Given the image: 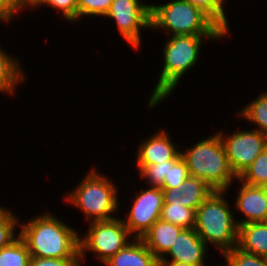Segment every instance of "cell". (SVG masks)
Returning a JSON list of instances; mask_svg holds the SVG:
<instances>
[{"mask_svg": "<svg viewBox=\"0 0 267 266\" xmlns=\"http://www.w3.org/2000/svg\"><path fill=\"white\" fill-rule=\"evenodd\" d=\"M20 237L31 257L80 259L79 233L53 213L37 215L20 223ZM77 231V232H76Z\"/></svg>", "mask_w": 267, "mask_h": 266, "instance_id": "6da1fadb", "label": "cell"}, {"mask_svg": "<svg viewBox=\"0 0 267 266\" xmlns=\"http://www.w3.org/2000/svg\"><path fill=\"white\" fill-rule=\"evenodd\" d=\"M225 36L227 35L169 36L162 49L164 64L159 80L147 100L149 109L158 107V104L168 98L176 86L178 87L183 75L197 64L204 39L219 40Z\"/></svg>", "mask_w": 267, "mask_h": 266, "instance_id": "7a4b0ae2", "label": "cell"}, {"mask_svg": "<svg viewBox=\"0 0 267 266\" xmlns=\"http://www.w3.org/2000/svg\"><path fill=\"white\" fill-rule=\"evenodd\" d=\"M189 175L202 179L215 191H229L238 179L230 167L219 133L201 139L193 147L181 151Z\"/></svg>", "mask_w": 267, "mask_h": 266, "instance_id": "3957f363", "label": "cell"}, {"mask_svg": "<svg viewBox=\"0 0 267 266\" xmlns=\"http://www.w3.org/2000/svg\"><path fill=\"white\" fill-rule=\"evenodd\" d=\"M227 191H214L196 210L194 229L207 246L214 245L221 254L238 244L239 226L230 203L223 197Z\"/></svg>", "mask_w": 267, "mask_h": 266, "instance_id": "277c9868", "label": "cell"}, {"mask_svg": "<svg viewBox=\"0 0 267 266\" xmlns=\"http://www.w3.org/2000/svg\"><path fill=\"white\" fill-rule=\"evenodd\" d=\"M150 29H162L171 36L227 35L205 12L185 0L151 4Z\"/></svg>", "mask_w": 267, "mask_h": 266, "instance_id": "5b68a950", "label": "cell"}, {"mask_svg": "<svg viewBox=\"0 0 267 266\" xmlns=\"http://www.w3.org/2000/svg\"><path fill=\"white\" fill-rule=\"evenodd\" d=\"M88 172L72 192H68L66 201L79 208L87 222L116 218L113 213L117 212L120 205L117 186L107 176L98 173L96 168Z\"/></svg>", "mask_w": 267, "mask_h": 266, "instance_id": "8992f818", "label": "cell"}, {"mask_svg": "<svg viewBox=\"0 0 267 266\" xmlns=\"http://www.w3.org/2000/svg\"><path fill=\"white\" fill-rule=\"evenodd\" d=\"M88 231L79 236L80 261H85L86 252L95 253V257L103 264L125 248L132 235L119 217L111 220L89 222ZM131 237V238H129ZM129 238V239H128Z\"/></svg>", "mask_w": 267, "mask_h": 266, "instance_id": "52a82bcc", "label": "cell"}, {"mask_svg": "<svg viewBox=\"0 0 267 266\" xmlns=\"http://www.w3.org/2000/svg\"><path fill=\"white\" fill-rule=\"evenodd\" d=\"M151 4L140 0H114L105 17L116 22L123 39L135 48H140L141 29H150Z\"/></svg>", "mask_w": 267, "mask_h": 266, "instance_id": "ba28073f", "label": "cell"}, {"mask_svg": "<svg viewBox=\"0 0 267 266\" xmlns=\"http://www.w3.org/2000/svg\"><path fill=\"white\" fill-rule=\"evenodd\" d=\"M233 172L239 177L267 147V135L252 129L226 135L218 132Z\"/></svg>", "mask_w": 267, "mask_h": 266, "instance_id": "9c48e42d", "label": "cell"}, {"mask_svg": "<svg viewBox=\"0 0 267 266\" xmlns=\"http://www.w3.org/2000/svg\"><path fill=\"white\" fill-rule=\"evenodd\" d=\"M133 199L132 207L123 222L133 238L141 239L160 219L164 203L163 191L161 187L150 186L137 193Z\"/></svg>", "mask_w": 267, "mask_h": 266, "instance_id": "30bf717a", "label": "cell"}, {"mask_svg": "<svg viewBox=\"0 0 267 266\" xmlns=\"http://www.w3.org/2000/svg\"><path fill=\"white\" fill-rule=\"evenodd\" d=\"M136 165L149 166L158 163H164L172 159H181V151L175 142H172L171 136L166 132V129L146 138L138 146Z\"/></svg>", "mask_w": 267, "mask_h": 266, "instance_id": "8fae6325", "label": "cell"}, {"mask_svg": "<svg viewBox=\"0 0 267 266\" xmlns=\"http://www.w3.org/2000/svg\"><path fill=\"white\" fill-rule=\"evenodd\" d=\"M207 248L208 246L199 237L194 228L183 229L169 252L165 255L166 257H163L160 261H175L205 266ZM167 257L170 258L168 259Z\"/></svg>", "mask_w": 267, "mask_h": 266, "instance_id": "7c38bea8", "label": "cell"}, {"mask_svg": "<svg viewBox=\"0 0 267 266\" xmlns=\"http://www.w3.org/2000/svg\"><path fill=\"white\" fill-rule=\"evenodd\" d=\"M241 186L236 197L234 207L246 218L236 220L238 226L253 222L267 221V199L261 186L248 185L239 179Z\"/></svg>", "mask_w": 267, "mask_h": 266, "instance_id": "4fadbf2b", "label": "cell"}, {"mask_svg": "<svg viewBox=\"0 0 267 266\" xmlns=\"http://www.w3.org/2000/svg\"><path fill=\"white\" fill-rule=\"evenodd\" d=\"M183 228L158 219L142 236L141 240L160 261L171 249Z\"/></svg>", "mask_w": 267, "mask_h": 266, "instance_id": "5bb4252c", "label": "cell"}, {"mask_svg": "<svg viewBox=\"0 0 267 266\" xmlns=\"http://www.w3.org/2000/svg\"><path fill=\"white\" fill-rule=\"evenodd\" d=\"M105 266H160L159 260L147 248L141 239L134 238L123 249L119 250Z\"/></svg>", "mask_w": 267, "mask_h": 266, "instance_id": "9a60e30c", "label": "cell"}, {"mask_svg": "<svg viewBox=\"0 0 267 266\" xmlns=\"http://www.w3.org/2000/svg\"><path fill=\"white\" fill-rule=\"evenodd\" d=\"M237 247L247 253L267 257V221L239 225Z\"/></svg>", "mask_w": 267, "mask_h": 266, "instance_id": "2e32d148", "label": "cell"}, {"mask_svg": "<svg viewBox=\"0 0 267 266\" xmlns=\"http://www.w3.org/2000/svg\"><path fill=\"white\" fill-rule=\"evenodd\" d=\"M25 77L19 59L2 50L0 45V93L15 95L17 85L23 83Z\"/></svg>", "mask_w": 267, "mask_h": 266, "instance_id": "e0dca14e", "label": "cell"}, {"mask_svg": "<svg viewBox=\"0 0 267 266\" xmlns=\"http://www.w3.org/2000/svg\"><path fill=\"white\" fill-rule=\"evenodd\" d=\"M184 207L197 210L215 191L202 179L189 176L181 185Z\"/></svg>", "mask_w": 267, "mask_h": 266, "instance_id": "ac0fdd59", "label": "cell"}, {"mask_svg": "<svg viewBox=\"0 0 267 266\" xmlns=\"http://www.w3.org/2000/svg\"><path fill=\"white\" fill-rule=\"evenodd\" d=\"M240 118L243 117L250 124H255V130L267 135V91L259 94L255 100L242 107L241 111L236 113Z\"/></svg>", "mask_w": 267, "mask_h": 266, "instance_id": "d6986e66", "label": "cell"}, {"mask_svg": "<svg viewBox=\"0 0 267 266\" xmlns=\"http://www.w3.org/2000/svg\"><path fill=\"white\" fill-rule=\"evenodd\" d=\"M160 219L183 229L194 228L196 210L184 207L183 204H163Z\"/></svg>", "mask_w": 267, "mask_h": 266, "instance_id": "ffe728a7", "label": "cell"}, {"mask_svg": "<svg viewBox=\"0 0 267 266\" xmlns=\"http://www.w3.org/2000/svg\"><path fill=\"white\" fill-rule=\"evenodd\" d=\"M30 259L28 247L20 236L0 249V266H29Z\"/></svg>", "mask_w": 267, "mask_h": 266, "instance_id": "44dd1931", "label": "cell"}, {"mask_svg": "<svg viewBox=\"0 0 267 266\" xmlns=\"http://www.w3.org/2000/svg\"><path fill=\"white\" fill-rule=\"evenodd\" d=\"M205 12L227 35L229 22L224 6L227 0H185Z\"/></svg>", "mask_w": 267, "mask_h": 266, "instance_id": "7402d4cb", "label": "cell"}, {"mask_svg": "<svg viewBox=\"0 0 267 266\" xmlns=\"http://www.w3.org/2000/svg\"><path fill=\"white\" fill-rule=\"evenodd\" d=\"M238 179L252 186H261L267 183V147L244 170Z\"/></svg>", "mask_w": 267, "mask_h": 266, "instance_id": "603a6c76", "label": "cell"}, {"mask_svg": "<svg viewBox=\"0 0 267 266\" xmlns=\"http://www.w3.org/2000/svg\"><path fill=\"white\" fill-rule=\"evenodd\" d=\"M18 219L10 209L0 206V249L8 246L20 236L19 233H15L20 225Z\"/></svg>", "mask_w": 267, "mask_h": 266, "instance_id": "cb8c5ba5", "label": "cell"}, {"mask_svg": "<svg viewBox=\"0 0 267 266\" xmlns=\"http://www.w3.org/2000/svg\"><path fill=\"white\" fill-rule=\"evenodd\" d=\"M180 159H172L164 163H158L149 166H136L139 170L141 179L147 180L146 184L150 186L160 187L165 176H168L169 165H175Z\"/></svg>", "mask_w": 267, "mask_h": 266, "instance_id": "d4e9b609", "label": "cell"}, {"mask_svg": "<svg viewBox=\"0 0 267 266\" xmlns=\"http://www.w3.org/2000/svg\"><path fill=\"white\" fill-rule=\"evenodd\" d=\"M222 255L227 266H267V257L247 253L237 246Z\"/></svg>", "mask_w": 267, "mask_h": 266, "instance_id": "484cf974", "label": "cell"}, {"mask_svg": "<svg viewBox=\"0 0 267 266\" xmlns=\"http://www.w3.org/2000/svg\"><path fill=\"white\" fill-rule=\"evenodd\" d=\"M114 0H77L78 4V19L85 16L105 17Z\"/></svg>", "mask_w": 267, "mask_h": 266, "instance_id": "4316f807", "label": "cell"}, {"mask_svg": "<svg viewBox=\"0 0 267 266\" xmlns=\"http://www.w3.org/2000/svg\"><path fill=\"white\" fill-rule=\"evenodd\" d=\"M189 171L185 161L181 158L175 165H169L168 176H165L161 188H180L189 177Z\"/></svg>", "mask_w": 267, "mask_h": 266, "instance_id": "83f0119b", "label": "cell"}, {"mask_svg": "<svg viewBox=\"0 0 267 266\" xmlns=\"http://www.w3.org/2000/svg\"><path fill=\"white\" fill-rule=\"evenodd\" d=\"M42 5L61 11V15L71 24L78 21L77 0H45Z\"/></svg>", "mask_w": 267, "mask_h": 266, "instance_id": "f1b7e54d", "label": "cell"}, {"mask_svg": "<svg viewBox=\"0 0 267 266\" xmlns=\"http://www.w3.org/2000/svg\"><path fill=\"white\" fill-rule=\"evenodd\" d=\"M22 10V0H0V21L9 23Z\"/></svg>", "mask_w": 267, "mask_h": 266, "instance_id": "f546056e", "label": "cell"}, {"mask_svg": "<svg viewBox=\"0 0 267 266\" xmlns=\"http://www.w3.org/2000/svg\"><path fill=\"white\" fill-rule=\"evenodd\" d=\"M29 266H82L80 259L31 257Z\"/></svg>", "mask_w": 267, "mask_h": 266, "instance_id": "4dcf8cb0", "label": "cell"}, {"mask_svg": "<svg viewBox=\"0 0 267 266\" xmlns=\"http://www.w3.org/2000/svg\"><path fill=\"white\" fill-rule=\"evenodd\" d=\"M163 204H183V196L180 188H162Z\"/></svg>", "mask_w": 267, "mask_h": 266, "instance_id": "1f68e13d", "label": "cell"}, {"mask_svg": "<svg viewBox=\"0 0 267 266\" xmlns=\"http://www.w3.org/2000/svg\"><path fill=\"white\" fill-rule=\"evenodd\" d=\"M45 0H22V11L25 8H37L40 7V5L44 2Z\"/></svg>", "mask_w": 267, "mask_h": 266, "instance_id": "d6a6232c", "label": "cell"}, {"mask_svg": "<svg viewBox=\"0 0 267 266\" xmlns=\"http://www.w3.org/2000/svg\"><path fill=\"white\" fill-rule=\"evenodd\" d=\"M160 266H200L175 261H159Z\"/></svg>", "mask_w": 267, "mask_h": 266, "instance_id": "836d02e7", "label": "cell"}, {"mask_svg": "<svg viewBox=\"0 0 267 266\" xmlns=\"http://www.w3.org/2000/svg\"><path fill=\"white\" fill-rule=\"evenodd\" d=\"M261 188H262L263 193H264V195H265V197L267 199V183L262 184Z\"/></svg>", "mask_w": 267, "mask_h": 266, "instance_id": "e575fe53", "label": "cell"}]
</instances>
